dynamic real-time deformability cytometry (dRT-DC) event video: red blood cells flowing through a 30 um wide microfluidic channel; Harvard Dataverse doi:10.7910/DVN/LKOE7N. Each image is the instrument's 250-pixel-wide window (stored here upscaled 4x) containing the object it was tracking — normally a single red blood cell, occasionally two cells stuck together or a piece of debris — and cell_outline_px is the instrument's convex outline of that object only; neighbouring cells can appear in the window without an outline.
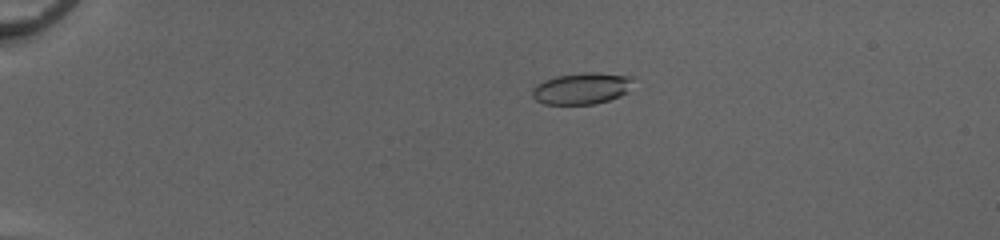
{"species": "common noctule bat (a hibernating species)", "species_latin": "Nyctalus noctula", "temperature_condition": "cold", "stored_images_in_passage": 54, "camera_frame_rate_fps": 3000, "um_per_image_px": 0.085, "animal": {"sex": "female", "body_mass_g": 20.0, "forearm_length_mm": 54.0}, "frame": {"image": 1, "passage_image": 14, "time_ms": 4.333, "image_size_px": [1000, 240], "cell_outline_px": [[636, 76], [628, 92], [620, 96], [596, 104], [544, 104], [536, 100], [532, 96], [532, 88], [536, 84], [544, 80], [556, 76], [584, 72], [596, 72]], "centroid_in_image_um": [49.48, 7.5], "position_along_channel_um": 35.5, "area_um2": 18.84}}
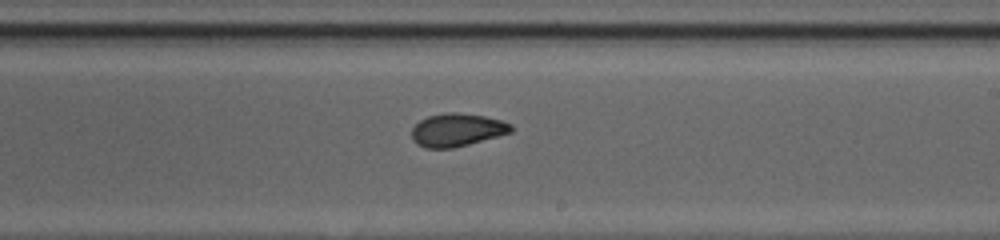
{"frame": {"image": 2, "passage_image": 35, "time_ms": 11.333, "image_size_px": [1000, 240], "cell_outline_px": [[512, 132], [468, 144], [452, 148], [424, 148], [416, 144], [412, 140], [412, 128], [420, 120], [428, 116], [444, 112], [456, 112], [484, 116], [500, 120], [512, 124]], "centroid_in_image_um": [38.81, 11.04], "position_along_channel_um": 250.2, "area_um2": 19.07}}
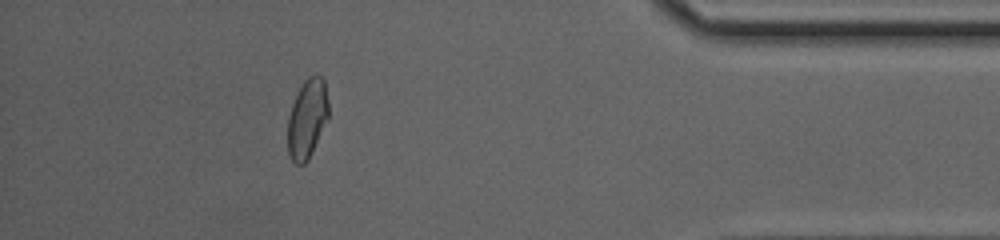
{"frame": {"image": 3, "passage_image": 49, "time_ms": 16.0, "image_size_px": [1000, 240], "cell_outline_px": [[328, 120], [308, 160], [304, 164], [296, 164], [292, 160], [288, 152], [288, 116], [292, 104], [304, 80], [308, 76], [316, 72], [324, 80], [328, 100]], "centroid_in_image_um": [26.12, 10.07], "position_along_channel_um": 409.1, "area_um2": 18.9}, "authors_computed_cell_mechanics": {"area_um2": 19.1607, "velocity_mm_per_s": 4.1466, "shape_relaxation_time_tau1_ms": null, "shape_relaxation_time_tau2_ms": 1.5995, "deformation_change_tau1": null, "deformation_change_tau2": 0.0642}}